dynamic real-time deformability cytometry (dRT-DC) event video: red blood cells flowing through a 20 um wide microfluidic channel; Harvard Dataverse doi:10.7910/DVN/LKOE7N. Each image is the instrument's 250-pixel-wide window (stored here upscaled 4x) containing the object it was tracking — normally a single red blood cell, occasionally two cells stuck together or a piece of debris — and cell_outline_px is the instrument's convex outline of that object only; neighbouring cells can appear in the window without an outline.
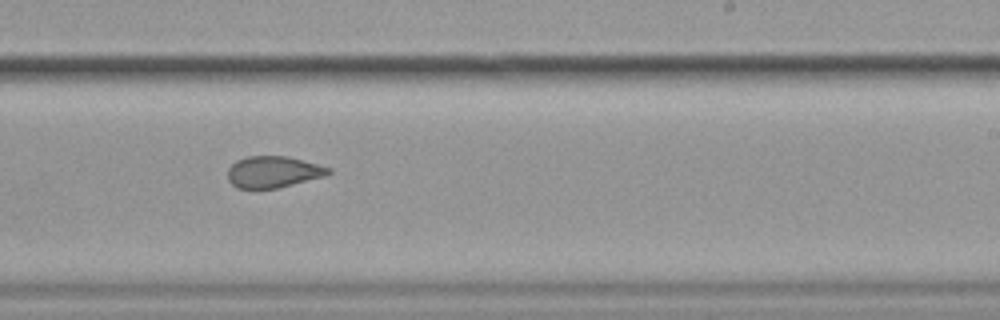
{"species": "common noctule bat (a hibernating species)", "species_latin": "Nyctalus noctula", "temperature_condition": "cold", "stored_images_in_passage": 12, "camera_frame_rate_fps": 3000, "um_per_image_px": 0.085, "animal": {"sex": "female", "body_mass_g": 19.9}, "frame": {"image": 1, "passage_image": 7, "time_ms": 2.0, "image_size_px": [1000, 320], "cell_outline_px": [[332, 172], [324, 176], [276, 188], [236, 188], [228, 180], [228, 168], [236, 160], [248, 156], [288, 156], [332, 168]], "centroid_in_image_um": [23.21, 14.6], "position_along_channel_um": 265.8, "area_um2": 18.38}}
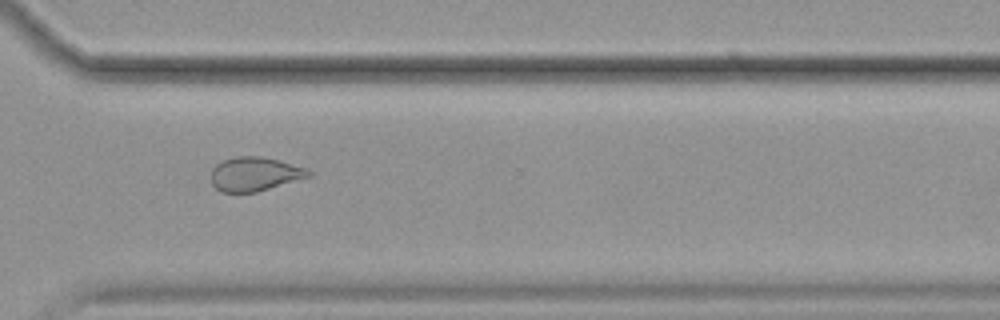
{"frame": {"image": 2, "passage_image": 9, "time_ms": 2.667, "image_size_px": [1000, 320], "cell_outline_px": [[312, 176], [256, 192], [220, 192], [212, 184], [208, 176], [212, 168], [216, 164], [224, 160], [236, 156], [260, 156], [308, 168], [312, 172]], "centroid_in_image_um": [21.62, 14.8], "position_along_channel_um": 349.0, "area_um2": 19.48}}